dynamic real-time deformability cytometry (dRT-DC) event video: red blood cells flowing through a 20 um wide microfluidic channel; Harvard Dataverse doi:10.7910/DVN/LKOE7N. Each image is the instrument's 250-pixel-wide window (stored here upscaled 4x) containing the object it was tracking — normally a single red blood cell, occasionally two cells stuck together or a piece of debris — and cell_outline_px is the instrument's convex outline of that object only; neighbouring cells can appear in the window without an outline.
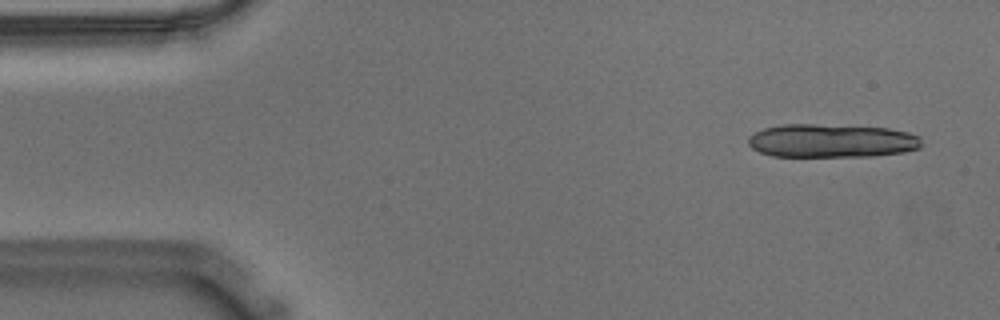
{"species": "Egyptian fruit bat (a non-hibernating species)", "species_latin": "Rousettus aegyptiacus", "temperature_condition": "warm", "stored_images_in_passage": 13, "camera_frame_rate_fps": 3000, "um_per_image_px": 0.085, "animal": {"sex": "male"}, "frame": {"image": 1, "passage_image": 3, "time_ms": 0.667, "image_size_px": [1000, 320], "cell_outline_px": [[920, 148], [904, 152], [872, 156], [772, 156], [760, 152], [752, 148], [748, 144], [748, 136], [764, 128], [784, 124], [816, 124], [888, 128], [908, 132], [920, 136]], "centroid_in_image_um": [70.68, 11.96], "position_along_channel_um": 14.3, "area_um2": 33.81}}